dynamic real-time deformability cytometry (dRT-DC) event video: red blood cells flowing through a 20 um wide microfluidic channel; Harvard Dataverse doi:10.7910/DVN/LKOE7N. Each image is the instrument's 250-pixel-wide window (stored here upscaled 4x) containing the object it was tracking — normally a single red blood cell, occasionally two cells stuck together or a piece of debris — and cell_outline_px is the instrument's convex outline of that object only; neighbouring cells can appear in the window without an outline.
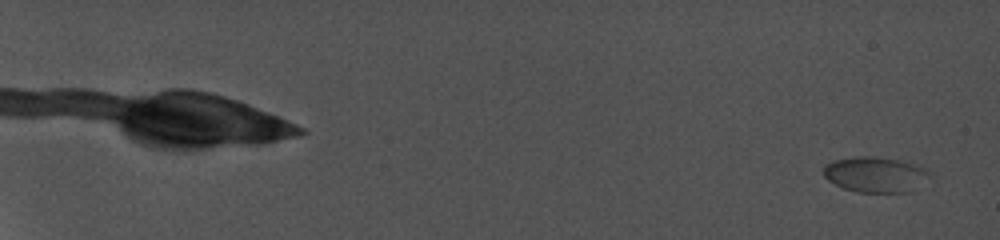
{"species": "common noctule bat (a hibernating species)", "species_latin": "Nyctalus noctula", "temperature_condition": "cold", "stored_images_in_passage": 30, "camera_frame_rate_fps": 5000, "um_per_image_px": 0.085, "animal": {"sex": "female", "body_mass_g": 19.0, "forearm_length_mm": 56.7}, "frame": {"image": 1, "passage_image": 6, "time_ms": 1.0, "image_size_px": [1000, 240], "cell_outline_px": [[932, 172], [912, 192], [856, 192], [844, 188], [828, 180], [824, 176], [824, 164], [836, 160], [860, 156], [872, 156], [896, 160], [912, 164], [924, 168]], "centroid_in_image_um": [74.38, 14.84], "position_along_channel_um": 10.6, "area_um2": 21.56}}